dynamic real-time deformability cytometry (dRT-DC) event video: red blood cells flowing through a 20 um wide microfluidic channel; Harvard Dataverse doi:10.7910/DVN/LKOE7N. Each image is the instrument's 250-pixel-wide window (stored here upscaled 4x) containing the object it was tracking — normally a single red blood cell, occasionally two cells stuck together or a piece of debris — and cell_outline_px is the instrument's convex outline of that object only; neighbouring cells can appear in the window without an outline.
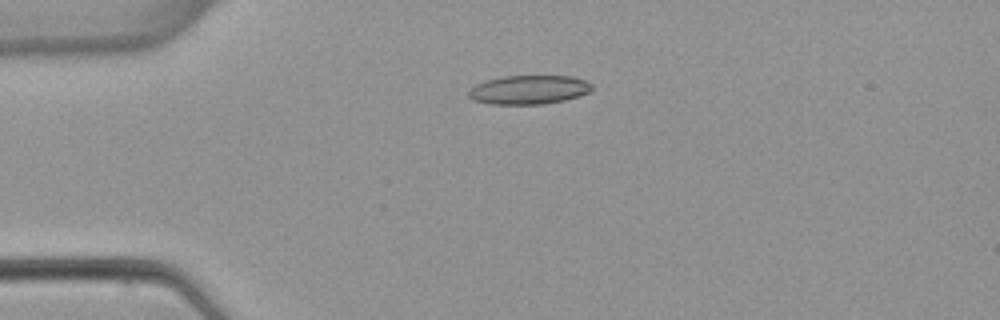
{"species": "common noctule bat (a hibernating species)", "species_latin": "Nyctalus noctula", "temperature_condition": "warm", "stored_images_in_passage": 6, "camera_frame_rate_fps": 3000, "um_per_image_px": 0.085, "animal": {"sex": "female", "body_mass_g": 22.7, "forearm_length_mm": 54.2}, "frame": {"image": 1, "passage_image": 4, "time_ms": 3.667, "image_size_px": [1000, 320], "cell_outline_px": [[592, 88], [588, 92], [580, 96], [564, 100], [544, 104], [488, 104], [472, 100], [468, 96], [468, 92], [476, 84], [488, 80], [504, 76], [572, 76], [584, 80], [592, 84]], "centroid_in_image_um": [44.95, 7.63], "position_along_channel_um": 40.1, "area_um2": 20.75}}
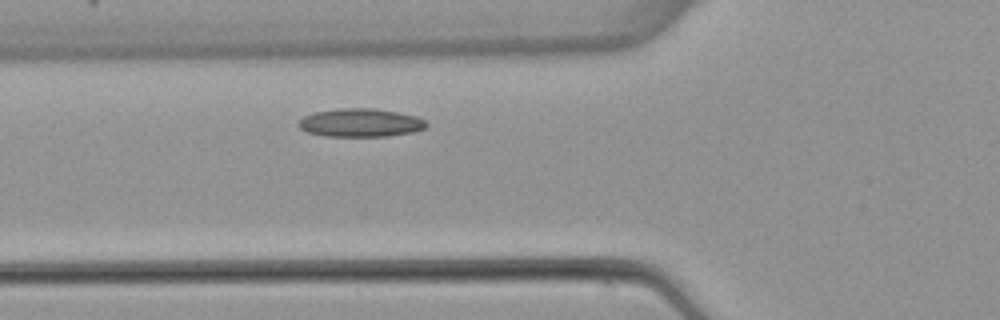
{"frame": {"image": 2, "passage_image": 6, "time_ms": 6.0, "image_size_px": [1000, 320], "cell_outline_px": [[428, 124], [424, 128], [412, 132], [388, 136], [324, 136], [308, 132], [300, 128], [296, 124], [304, 116], [316, 112], [340, 108], [376, 108], [416, 116], [424, 120]], "centroid_in_image_um": [30.63, 10.43], "position_along_channel_um": 95.2, "area_um2": 20.98}}